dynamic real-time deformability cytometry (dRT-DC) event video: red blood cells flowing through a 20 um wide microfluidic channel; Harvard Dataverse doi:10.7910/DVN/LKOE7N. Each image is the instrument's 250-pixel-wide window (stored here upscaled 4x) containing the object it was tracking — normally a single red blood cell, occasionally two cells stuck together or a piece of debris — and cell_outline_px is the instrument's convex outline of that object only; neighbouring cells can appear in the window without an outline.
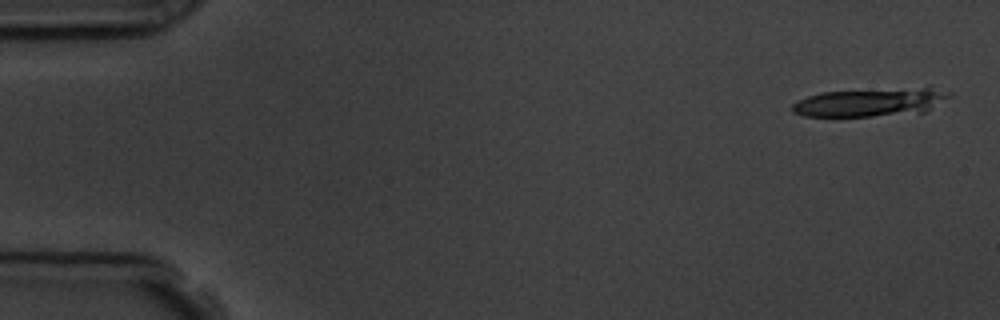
{"species": "common noctule bat (a hibernating species)", "species_latin": "Nyctalus noctula", "temperature_condition": "room temperature", "stored_images_in_passage": 5, "camera_frame_rate_fps": 3000, "um_per_image_px": 0.085, "animal": {"sex": "male", "body_mass_g": 19.5, "forearm_length_mm": 54.6}, "frame": {"image": 1, "passage_image": 1, "time_ms": 0.0, "image_size_px": [1000, 320], "cell_outline_px": [[952, 96], [924, 112], [868, 116], [804, 116], [792, 112], [792, 104], [796, 100], [820, 92], [928, 84], [952, 92]], "centroid_in_image_um": [74.1, 8.62], "position_along_channel_um": 10.9, "area_um2": 27.17}}